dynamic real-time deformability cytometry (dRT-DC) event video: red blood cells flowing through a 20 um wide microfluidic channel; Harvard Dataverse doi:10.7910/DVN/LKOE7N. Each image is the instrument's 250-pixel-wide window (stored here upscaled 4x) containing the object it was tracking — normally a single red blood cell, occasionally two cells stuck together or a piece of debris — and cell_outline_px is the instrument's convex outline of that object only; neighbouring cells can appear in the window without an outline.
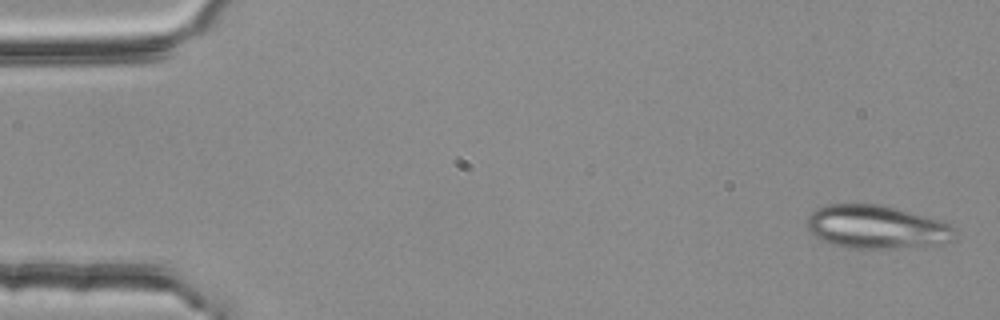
{"species": "common noctule bat (a hibernating species)", "species_latin": "Nyctalus noctula", "temperature_condition": "room temperature", "stored_images_in_passage": 4, "camera_frame_rate_fps": 3000, "um_per_image_px": 0.085, "animal": {"sex": "female", "body_mass_g": 25.1}, "frame": {"image": 1, "passage_image": 1, "time_ms": 0.0, "image_size_px": [1000, 320], "cell_outline_px": [[956, 240], [936, 244], [888, 248], [848, 248], [832, 244], [820, 240], [812, 236], [808, 232], [804, 220], [816, 208], [828, 204], [880, 204], [944, 220], [952, 224], [956, 236]], "centroid_in_image_um": [74.47, 19.28], "position_along_channel_um": 10.5, "area_um2": 37.86}}